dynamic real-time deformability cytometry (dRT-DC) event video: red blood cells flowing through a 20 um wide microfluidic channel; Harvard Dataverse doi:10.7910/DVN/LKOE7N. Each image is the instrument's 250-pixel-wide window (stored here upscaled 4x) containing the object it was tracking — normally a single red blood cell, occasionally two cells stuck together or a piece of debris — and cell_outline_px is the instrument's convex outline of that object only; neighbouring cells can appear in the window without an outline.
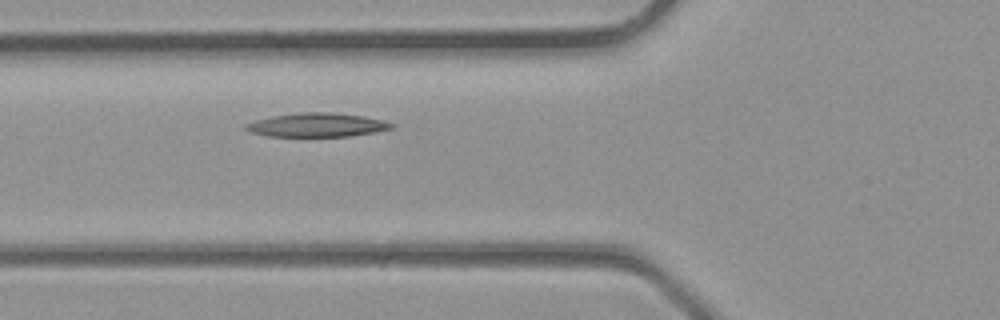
{"species": "common noctule bat (a hibernating species)", "species_latin": "Nyctalus noctula", "temperature_condition": "room temperature", "stored_images_in_passage": 3, "camera_frame_rate_fps": 3000, "um_per_image_px": 0.085, "animal": {"sex": "male", "body_mass_g": 23.1, "forearm_length_mm": 52.7}, "frame": {"image": 1, "passage_image": 3, "time_ms": 0.667, "image_size_px": [1000, 320], "cell_outline_px": [[396, 124], [392, 128], [376, 132], [348, 136], [268, 136], [252, 132], [244, 128], [244, 124], [256, 120], [272, 116], [304, 112], [332, 112], [360, 116], [384, 120]], "centroid_in_image_um": [26.96, 10.62], "position_along_channel_um": 98.8, "area_um2": 20.06}}